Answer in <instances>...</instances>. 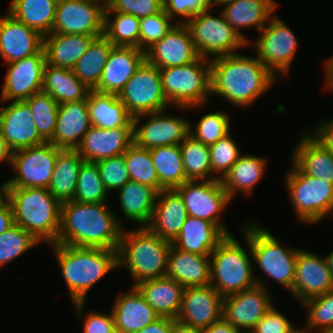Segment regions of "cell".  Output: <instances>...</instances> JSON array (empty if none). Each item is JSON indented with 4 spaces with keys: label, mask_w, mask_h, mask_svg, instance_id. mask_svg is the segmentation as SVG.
Instances as JSON below:
<instances>
[{
    "label": "cell",
    "mask_w": 333,
    "mask_h": 333,
    "mask_svg": "<svg viewBox=\"0 0 333 333\" xmlns=\"http://www.w3.org/2000/svg\"><path fill=\"white\" fill-rule=\"evenodd\" d=\"M108 203L67 201L61 205L56 243L76 247L118 250L123 228Z\"/></svg>",
    "instance_id": "cell-1"
},
{
    "label": "cell",
    "mask_w": 333,
    "mask_h": 333,
    "mask_svg": "<svg viewBox=\"0 0 333 333\" xmlns=\"http://www.w3.org/2000/svg\"><path fill=\"white\" fill-rule=\"evenodd\" d=\"M211 58V94L248 107L275 85V76L257 57L235 53Z\"/></svg>",
    "instance_id": "cell-2"
},
{
    "label": "cell",
    "mask_w": 333,
    "mask_h": 333,
    "mask_svg": "<svg viewBox=\"0 0 333 333\" xmlns=\"http://www.w3.org/2000/svg\"><path fill=\"white\" fill-rule=\"evenodd\" d=\"M72 303L85 302L90 288L118 267V250L51 244Z\"/></svg>",
    "instance_id": "cell-3"
},
{
    "label": "cell",
    "mask_w": 333,
    "mask_h": 333,
    "mask_svg": "<svg viewBox=\"0 0 333 333\" xmlns=\"http://www.w3.org/2000/svg\"><path fill=\"white\" fill-rule=\"evenodd\" d=\"M14 224L30 233L39 243L55 244L61 223L62 203L45 188H8Z\"/></svg>",
    "instance_id": "cell-4"
},
{
    "label": "cell",
    "mask_w": 333,
    "mask_h": 333,
    "mask_svg": "<svg viewBox=\"0 0 333 333\" xmlns=\"http://www.w3.org/2000/svg\"><path fill=\"white\" fill-rule=\"evenodd\" d=\"M123 230L118 249V268L129 269L133 287L137 284L166 276L172 243L161 239L147 227Z\"/></svg>",
    "instance_id": "cell-5"
},
{
    "label": "cell",
    "mask_w": 333,
    "mask_h": 333,
    "mask_svg": "<svg viewBox=\"0 0 333 333\" xmlns=\"http://www.w3.org/2000/svg\"><path fill=\"white\" fill-rule=\"evenodd\" d=\"M251 257L241 244L227 235L210 254V285L222 296H228L252 288L265 287L255 278Z\"/></svg>",
    "instance_id": "cell-6"
},
{
    "label": "cell",
    "mask_w": 333,
    "mask_h": 333,
    "mask_svg": "<svg viewBox=\"0 0 333 333\" xmlns=\"http://www.w3.org/2000/svg\"><path fill=\"white\" fill-rule=\"evenodd\" d=\"M164 94L171 106L198 108L211 93V61L199 57L186 65L160 69Z\"/></svg>",
    "instance_id": "cell-7"
},
{
    "label": "cell",
    "mask_w": 333,
    "mask_h": 333,
    "mask_svg": "<svg viewBox=\"0 0 333 333\" xmlns=\"http://www.w3.org/2000/svg\"><path fill=\"white\" fill-rule=\"evenodd\" d=\"M244 225V239L258 267L291 292L299 249L283 247L273 234L257 223Z\"/></svg>",
    "instance_id": "cell-8"
},
{
    "label": "cell",
    "mask_w": 333,
    "mask_h": 333,
    "mask_svg": "<svg viewBox=\"0 0 333 333\" xmlns=\"http://www.w3.org/2000/svg\"><path fill=\"white\" fill-rule=\"evenodd\" d=\"M285 186L300 222L314 224L333 215V184L329 181L303 173L292 162Z\"/></svg>",
    "instance_id": "cell-9"
},
{
    "label": "cell",
    "mask_w": 333,
    "mask_h": 333,
    "mask_svg": "<svg viewBox=\"0 0 333 333\" xmlns=\"http://www.w3.org/2000/svg\"><path fill=\"white\" fill-rule=\"evenodd\" d=\"M212 12L211 9L203 11L185 23L200 57L207 59L210 55L213 58L231 55L248 45L226 21L222 12L219 17L213 16Z\"/></svg>",
    "instance_id": "cell-10"
},
{
    "label": "cell",
    "mask_w": 333,
    "mask_h": 333,
    "mask_svg": "<svg viewBox=\"0 0 333 333\" xmlns=\"http://www.w3.org/2000/svg\"><path fill=\"white\" fill-rule=\"evenodd\" d=\"M61 150L54 144L45 142L13 151L10 165L17 175L6 181L8 188L48 189L57 154Z\"/></svg>",
    "instance_id": "cell-11"
},
{
    "label": "cell",
    "mask_w": 333,
    "mask_h": 333,
    "mask_svg": "<svg viewBox=\"0 0 333 333\" xmlns=\"http://www.w3.org/2000/svg\"><path fill=\"white\" fill-rule=\"evenodd\" d=\"M117 96L133 117L166 110L170 105L163 91L160 69L146 60Z\"/></svg>",
    "instance_id": "cell-12"
},
{
    "label": "cell",
    "mask_w": 333,
    "mask_h": 333,
    "mask_svg": "<svg viewBox=\"0 0 333 333\" xmlns=\"http://www.w3.org/2000/svg\"><path fill=\"white\" fill-rule=\"evenodd\" d=\"M175 190L182 197L188 216L212 222L231 234L220 218L231 203L220 180H187Z\"/></svg>",
    "instance_id": "cell-13"
},
{
    "label": "cell",
    "mask_w": 333,
    "mask_h": 333,
    "mask_svg": "<svg viewBox=\"0 0 333 333\" xmlns=\"http://www.w3.org/2000/svg\"><path fill=\"white\" fill-rule=\"evenodd\" d=\"M105 0H66L57 3L51 33L104 35Z\"/></svg>",
    "instance_id": "cell-14"
},
{
    "label": "cell",
    "mask_w": 333,
    "mask_h": 333,
    "mask_svg": "<svg viewBox=\"0 0 333 333\" xmlns=\"http://www.w3.org/2000/svg\"><path fill=\"white\" fill-rule=\"evenodd\" d=\"M268 27L260 31L262 35L254 42L256 57L276 76L287 75L298 47L294 32L276 15H272Z\"/></svg>",
    "instance_id": "cell-15"
},
{
    "label": "cell",
    "mask_w": 333,
    "mask_h": 333,
    "mask_svg": "<svg viewBox=\"0 0 333 333\" xmlns=\"http://www.w3.org/2000/svg\"><path fill=\"white\" fill-rule=\"evenodd\" d=\"M165 111L133 117V143L135 145L151 149L158 146L180 145L185 140L189 135L188 119L166 115ZM141 117L150 119L138 127Z\"/></svg>",
    "instance_id": "cell-16"
},
{
    "label": "cell",
    "mask_w": 333,
    "mask_h": 333,
    "mask_svg": "<svg viewBox=\"0 0 333 333\" xmlns=\"http://www.w3.org/2000/svg\"><path fill=\"white\" fill-rule=\"evenodd\" d=\"M7 74L2 86L1 99L9 101H25L33 94L42 91L46 56L44 48L38 53L7 63Z\"/></svg>",
    "instance_id": "cell-17"
},
{
    "label": "cell",
    "mask_w": 333,
    "mask_h": 333,
    "mask_svg": "<svg viewBox=\"0 0 333 333\" xmlns=\"http://www.w3.org/2000/svg\"><path fill=\"white\" fill-rule=\"evenodd\" d=\"M223 297L212 285L184 289L176 321L193 328L206 329L222 318Z\"/></svg>",
    "instance_id": "cell-18"
},
{
    "label": "cell",
    "mask_w": 333,
    "mask_h": 333,
    "mask_svg": "<svg viewBox=\"0 0 333 333\" xmlns=\"http://www.w3.org/2000/svg\"><path fill=\"white\" fill-rule=\"evenodd\" d=\"M266 289L256 285L223 297L222 317L241 332L251 331L274 305Z\"/></svg>",
    "instance_id": "cell-19"
},
{
    "label": "cell",
    "mask_w": 333,
    "mask_h": 333,
    "mask_svg": "<svg viewBox=\"0 0 333 333\" xmlns=\"http://www.w3.org/2000/svg\"><path fill=\"white\" fill-rule=\"evenodd\" d=\"M333 290V279L327 258L313 252L298 250L293 288L290 293L300 300L320 296Z\"/></svg>",
    "instance_id": "cell-20"
},
{
    "label": "cell",
    "mask_w": 333,
    "mask_h": 333,
    "mask_svg": "<svg viewBox=\"0 0 333 333\" xmlns=\"http://www.w3.org/2000/svg\"><path fill=\"white\" fill-rule=\"evenodd\" d=\"M199 57L190 31L182 22H177L160 41L145 51L146 61L159 69L186 65Z\"/></svg>",
    "instance_id": "cell-21"
},
{
    "label": "cell",
    "mask_w": 333,
    "mask_h": 333,
    "mask_svg": "<svg viewBox=\"0 0 333 333\" xmlns=\"http://www.w3.org/2000/svg\"><path fill=\"white\" fill-rule=\"evenodd\" d=\"M0 133L12 151L45 143L25 101H12L3 108L0 105Z\"/></svg>",
    "instance_id": "cell-22"
},
{
    "label": "cell",
    "mask_w": 333,
    "mask_h": 333,
    "mask_svg": "<svg viewBox=\"0 0 333 333\" xmlns=\"http://www.w3.org/2000/svg\"><path fill=\"white\" fill-rule=\"evenodd\" d=\"M133 144V127L104 129L91 126L75 149L88 162L123 155Z\"/></svg>",
    "instance_id": "cell-23"
},
{
    "label": "cell",
    "mask_w": 333,
    "mask_h": 333,
    "mask_svg": "<svg viewBox=\"0 0 333 333\" xmlns=\"http://www.w3.org/2000/svg\"><path fill=\"white\" fill-rule=\"evenodd\" d=\"M43 48V36L7 13L0 17V57L7 63L32 56Z\"/></svg>",
    "instance_id": "cell-24"
},
{
    "label": "cell",
    "mask_w": 333,
    "mask_h": 333,
    "mask_svg": "<svg viewBox=\"0 0 333 333\" xmlns=\"http://www.w3.org/2000/svg\"><path fill=\"white\" fill-rule=\"evenodd\" d=\"M145 60V52L137 47L114 46L93 90L118 95Z\"/></svg>",
    "instance_id": "cell-25"
},
{
    "label": "cell",
    "mask_w": 333,
    "mask_h": 333,
    "mask_svg": "<svg viewBox=\"0 0 333 333\" xmlns=\"http://www.w3.org/2000/svg\"><path fill=\"white\" fill-rule=\"evenodd\" d=\"M91 126L87 98L59 104L56 129L49 142L60 149L75 150Z\"/></svg>",
    "instance_id": "cell-26"
},
{
    "label": "cell",
    "mask_w": 333,
    "mask_h": 333,
    "mask_svg": "<svg viewBox=\"0 0 333 333\" xmlns=\"http://www.w3.org/2000/svg\"><path fill=\"white\" fill-rule=\"evenodd\" d=\"M187 216L179 193L175 189L161 190L146 227L161 239L172 243L178 237Z\"/></svg>",
    "instance_id": "cell-27"
},
{
    "label": "cell",
    "mask_w": 333,
    "mask_h": 333,
    "mask_svg": "<svg viewBox=\"0 0 333 333\" xmlns=\"http://www.w3.org/2000/svg\"><path fill=\"white\" fill-rule=\"evenodd\" d=\"M112 309L115 330L120 333H137L160 318L139 290L133 286L128 293H120Z\"/></svg>",
    "instance_id": "cell-28"
},
{
    "label": "cell",
    "mask_w": 333,
    "mask_h": 333,
    "mask_svg": "<svg viewBox=\"0 0 333 333\" xmlns=\"http://www.w3.org/2000/svg\"><path fill=\"white\" fill-rule=\"evenodd\" d=\"M166 276L184 288L210 285V255L185 252L172 244Z\"/></svg>",
    "instance_id": "cell-29"
},
{
    "label": "cell",
    "mask_w": 333,
    "mask_h": 333,
    "mask_svg": "<svg viewBox=\"0 0 333 333\" xmlns=\"http://www.w3.org/2000/svg\"><path fill=\"white\" fill-rule=\"evenodd\" d=\"M227 234L216 224L187 216L186 221L172 244L185 252L210 255Z\"/></svg>",
    "instance_id": "cell-30"
},
{
    "label": "cell",
    "mask_w": 333,
    "mask_h": 333,
    "mask_svg": "<svg viewBox=\"0 0 333 333\" xmlns=\"http://www.w3.org/2000/svg\"><path fill=\"white\" fill-rule=\"evenodd\" d=\"M292 156V162L305 174L333 184V153L308 131Z\"/></svg>",
    "instance_id": "cell-31"
},
{
    "label": "cell",
    "mask_w": 333,
    "mask_h": 333,
    "mask_svg": "<svg viewBox=\"0 0 333 333\" xmlns=\"http://www.w3.org/2000/svg\"><path fill=\"white\" fill-rule=\"evenodd\" d=\"M160 317L177 318L184 287L168 276L143 281L135 286Z\"/></svg>",
    "instance_id": "cell-32"
},
{
    "label": "cell",
    "mask_w": 333,
    "mask_h": 333,
    "mask_svg": "<svg viewBox=\"0 0 333 333\" xmlns=\"http://www.w3.org/2000/svg\"><path fill=\"white\" fill-rule=\"evenodd\" d=\"M224 5L222 14L226 21L248 44L249 40L240 28L255 27L260 32L277 6L272 0H234Z\"/></svg>",
    "instance_id": "cell-33"
},
{
    "label": "cell",
    "mask_w": 333,
    "mask_h": 333,
    "mask_svg": "<svg viewBox=\"0 0 333 333\" xmlns=\"http://www.w3.org/2000/svg\"><path fill=\"white\" fill-rule=\"evenodd\" d=\"M87 105L92 126L104 129L133 127V116L116 94L90 90Z\"/></svg>",
    "instance_id": "cell-34"
},
{
    "label": "cell",
    "mask_w": 333,
    "mask_h": 333,
    "mask_svg": "<svg viewBox=\"0 0 333 333\" xmlns=\"http://www.w3.org/2000/svg\"><path fill=\"white\" fill-rule=\"evenodd\" d=\"M94 38L96 37L90 35L59 33H50L43 36L46 63L72 69Z\"/></svg>",
    "instance_id": "cell-35"
},
{
    "label": "cell",
    "mask_w": 333,
    "mask_h": 333,
    "mask_svg": "<svg viewBox=\"0 0 333 333\" xmlns=\"http://www.w3.org/2000/svg\"><path fill=\"white\" fill-rule=\"evenodd\" d=\"M89 91L72 69L46 63L42 92L49 94L58 104L84 100L88 97Z\"/></svg>",
    "instance_id": "cell-36"
},
{
    "label": "cell",
    "mask_w": 333,
    "mask_h": 333,
    "mask_svg": "<svg viewBox=\"0 0 333 333\" xmlns=\"http://www.w3.org/2000/svg\"><path fill=\"white\" fill-rule=\"evenodd\" d=\"M266 163V160L259 156L241 155L220 180L228 197L232 200L237 192L250 194L262 180Z\"/></svg>",
    "instance_id": "cell-37"
},
{
    "label": "cell",
    "mask_w": 333,
    "mask_h": 333,
    "mask_svg": "<svg viewBox=\"0 0 333 333\" xmlns=\"http://www.w3.org/2000/svg\"><path fill=\"white\" fill-rule=\"evenodd\" d=\"M83 162L84 159L76 150L62 149L57 154L48 190L61 203L73 200Z\"/></svg>",
    "instance_id": "cell-38"
},
{
    "label": "cell",
    "mask_w": 333,
    "mask_h": 333,
    "mask_svg": "<svg viewBox=\"0 0 333 333\" xmlns=\"http://www.w3.org/2000/svg\"><path fill=\"white\" fill-rule=\"evenodd\" d=\"M120 206L127 219L146 227L155 207L158 192L150 186L130 180L120 190Z\"/></svg>",
    "instance_id": "cell-39"
},
{
    "label": "cell",
    "mask_w": 333,
    "mask_h": 333,
    "mask_svg": "<svg viewBox=\"0 0 333 333\" xmlns=\"http://www.w3.org/2000/svg\"><path fill=\"white\" fill-rule=\"evenodd\" d=\"M56 7L54 0H12L7 11L16 20L45 36L52 32Z\"/></svg>",
    "instance_id": "cell-40"
},
{
    "label": "cell",
    "mask_w": 333,
    "mask_h": 333,
    "mask_svg": "<svg viewBox=\"0 0 333 333\" xmlns=\"http://www.w3.org/2000/svg\"><path fill=\"white\" fill-rule=\"evenodd\" d=\"M114 45L104 36L96 37L72 67L75 76L90 90L99 83L109 53Z\"/></svg>",
    "instance_id": "cell-41"
},
{
    "label": "cell",
    "mask_w": 333,
    "mask_h": 333,
    "mask_svg": "<svg viewBox=\"0 0 333 333\" xmlns=\"http://www.w3.org/2000/svg\"><path fill=\"white\" fill-rule=\"evenodd\" d=\"M150 153L161 190L176 189L187 181L180 145L154 147Z\"/></svg>",
    "instance_id": "cell-42"
},
{
    "label": "cell",
    "mask_w": 333,
    "mask_h": 333,
    "mask_svg": "<svg viewBox=\"0 0 333 333\" xmlns=\"http://www.w3.org/2000/svg\"><path fill=\"white\" fill-rule=\"evenodd\" d=\"M180 150L187 180L216 179L215 176H212L210 147L208 145H204L188 135L180 144Z\"/></svg>",
    "instance_id": "cell-43"
},
{
    "label": "cell",
    "mask_w": 333,
    "mask_h": 333,
    "mask_svg": "<svg viewBox=\"0 0 333 333\" xmlns=\"http://www.w3.org/2000/svg\"><path fill=\"white\" fill-rule=\"evenodd\" d=\"M114 20H111L112 15ZM140 18L123 12H105L104 36L114 46L139 49Z\"/></svg>",
    "instance_id": "cell-44"
},
{
    "label": "cell",
    "mask_w": 333,
    "mask_h": 333,
    "mask_svg": "<svg viewBox=\"0 0 333 333\" xmlns=\"http://www.w3.org/2000/svg\"><path fill=\"white\" fill-rule=\"evenodd\" d=\"M124 159L130 180L153 187L158 193L161 191L150 149L138 147L133 143L125 151Z\"/></svg>",
    "instance_id": "cell-45"
},
{
    "label": "cell",
    "mask_w": 333,
    "mask_h": 333,
    "mask_svg": "<svg viewBox=\"0 0 333 333\" xmlns=\"http://www.w3.org/2000/svg\"><path fill=\"white\" fill-rule=\"evenodd\" d=\"M29 105L40 137L49 142L54 135L59 104L47 93L39 92L25 100Z\"/></svg>",
    "instance_id": "cell-46"
},
{
    "label": "cell",
    "mask_w": 333,
    "mask_h": 333,
    "mask_svg": "<svg viewBox=\"0 0 333 333\" xmlns=\"http://www.w3.org/2000/svg\"><path fill=\"white\" fill-rule=\"evenodd\" d=\"M108 191L99 176L96 162L84 161L73 200L80 203H107Z\"/></svg>",
    "instance_id": "cell-47"
},
{
    "label": "cell",
    "mask_w": 333,
    "mask_h": 333,
    "mask_svg": "<svg viewBox=\"0 0 333 333\" xmlns=\"http://www.w3.org/2000/svg\"><path fill=\"white\" fill-rule=\"evenodd\" d=\"M308 309L305 328L311 332L313 328L318 333L333 331V290L301 303Z\"/></svg>",
    "instance_id": "cell-48"
},
{
    "label": "cell",
    "mask_w": 333,
    "mask_h": 333,
    "mask_svg": "<svg viewBox=\"0 0 333 333\" xmlns=\"http://www.w3.org/2000/svg\"><path fill=\"white\" fill-rule=\"evenodd\" d=\"M230 122L228 114L220 111L210 112L200 119L195 129L192 128V123H189V135L210 146L230 133Z\"/></svg>",
    "instance_id": "cell-49"
},
{
    "label": "cell",
    "mask_w": 333,
    "mask_h": 333,
    "mask_svg": "<svg viewBox=\"0 0 333 333\" xmlns=\"http://www.w3.org/2000/svg\"><path fill=\"white\" fill-rule=\"evenodd\" d=\"M38 243L30 233L14 224L0 235V268Z\"/></svg>",
    "instance_id": "cell-50"
},
{
    "label": "cell",
    "mask_w": 333,
    "mask_h": 333,
    "mask_svg": "<svg viewBox=\"0 0 333 333\" xmlns=\"http://www.w3.org/2000/svg\"><path fill=\"white\" fill-rule=\"evenodd\" d=\"M231 134L228 133L216 143L210 145L212 173H217V180H221L241 156Z\"/></svg>",
    "instance_id": "cell-51"
},
{
    "label": "cell",
    "mask_w": 333,
    "mask_h": 333,
    "mask_svg": "<svg viewBox=\"0 0 333 333\" xmlns=\"http://www.w3.org/2000/svg\"><path fill=\"white\" fill-rule=\"evenodd\" d=\"M172 21L164 10L140 18L139 49L145 52L155 42L160 41L174 27L175 23Z\"/></svg>",
    "instance_id": "cell-52"
},
{
    "label": "cell",
    "mask_w": 333,
    "mask_h": 333,
    "mask_svg": "<svg viewBox=\"0 0 333 333\" xmlns=\"http://www.w3.org/2000/svg\"><path fill=\"white\" fill-rule=\"evenodd\" d=\"M99 176L106 190H120L130 181L124 154L96 162Z\"/></svg>",
    "instance_id": "cell-53"
},
{
    "label": "cell",
    "mask_w": 333,
    "mask_h": 333,
    "mask_svg": "<svg viewBox=\"0 0 333 333\" xmlns=\"http://www.w3.org/2000/svg\"><path fill=\"white\" fill-rule=\"evenodd\" d=\"M162 10L163 0H109L105 12H123L143 18Z\"/></svg>",
    "instance_id": "cell-54"
},
{
    "label": "cell",
    "mask_w": 333,
    "mask_h": 333,
    "mask_svg": "<svg viewBox=\"0 0 333 333\" xmlns=\"http://www.w3.org/2000/svg\"><path fill=\"white\" fill-rule=\"evenodd\" d=\"M211 0H163V10L174 20L176 14L184 17L183 24L187 23L195 15L212 9ZM186 18V19H185Z\"/></svg>",
    "instance_id": "cell-55"
},
{
    "label": "cell",
    "mask_w": 333,
    "mask_h": 333,
    "mask_svg": "<svg viewBox=\"0 0 333 333\" xmlns=\"http://www.w3.org/2000/svg\"><path fill=\"white\" fill-rule=\"evenodd\" d=\"M84 303L85 302L72 303L78 316L81 318L84 315L85 317L83 318V333H112L115 331L112 313L106 315L105 313L92 312L85 316L82 312L84 311Z\"/></svg>",
    "instance_id": "cell-56"
},
{
    "label": "cell",
    "mask_w": 333,
    "mask_h": 333,
    "mask_svg": "<svg viewBox=\"0 0 333 333\" xmlns=\"http://www.w3.org/2000/svg\"><path fill=\"white\" fill-rule=\"evenodd\" d=\"M274 305L256 323L252 333H290L295 327Z\"/></svg>",
    "instance_id": "cell-57"
},
{
    "label": "cell",
    "mask_w": 333,
    "mask_h": 333,
    "mask_svg": "<svg viewBox=\"0 0 333 333\" xmlns=\"http://www.w3.org/2000/svg\"><path fill=\"white\" fill-rule=\"evenodd\" d=\"M311 134L333 153V119L322 122Z\"/></svg>",
    "instance_id": "cell-58"
},
{
    "label": "cell",
    "mask_w": 333,
    "mask_h": 333,
    "mask_svg": "<svg viewBox=\"0 0 333 333\" xmlns=\"http://www.w3.org/2000/svg\"><path fill=\"white\" fill-rule=\"evenodd\" d=\"M177 321L168 317H160L155 322L143 327L137 333H172Z\"/></svg>",
    "instance_id": "cell-59"
},
{
    "label": "cell",
    "mask_w": 333,
    "mask_h": 333,
    "mask_svg": "<svg viewBox=\"0 0 333 333\" xmlns=\"http://www.w3.org/2000/svg\"><path fill=\"white\" fill-rule=\"evenodd\" d=\"M14 225L12 206L8 199L0 205V235Z\"/></svg>",
    "instance_id": "cell-60"
},
{
    "label": "cell",
    "mask_w": 333,
    "mask_h": 333,
    "mask_svg": "<svg viewBox=\"0 0 333 333\" xmlns=\"http://www.w3.org/2000/svg\"><path fill=\"white\" fill-rule=\"evenodd\" d=\"M204 333H241V331L222 317L219 321L204 329Z\"/></svg>",
    "instance_id": "cell-61"
},
{
    "label": "cell",
    "mask_w": 333,
    "mask_h": 333,
    "mask_svg": "<svg viewBox=\"0 0 333 333\" xmlns=\"http://www.w3.org/2000/svg\"><path fill=\"white\" fill-rule=\"evenodd\" d=\"M12 153L13 151L9 148L8 144L0 133V162L6 161L11 164Z\"/></svg>",
    "instance_id": "cell-62"
},
{
    "label": "cell",
    "mask_w": 333,
    "mask_h": 333,
    "mask_svg": "<svg viewBox=\"0 0 333 333\" xmlns=\"http://www.w3.org/2000/svg\"><path fill=\"white\" fill-rule=\"evenodd\" d=\"M325 68V83L326 87L333 91V55L329 58L326 63L324 62Z\"/></svg>",
    "instance_id": "cell-63"
},
{
    "label": "cell",
    "mask_w": 333,
    "mask_h": 333,
    "mask_svg": "<svg viewBox=\"0 0 333 333\" xmlns=\"http://www.w3.org/2000/svg\"><path fill=\"white\" fill-rule=\"evenodd\" d=\"M172 333H204V329L187 327L185 325L176 322L173 327Z\"/></svg>",
    "instance_id": "cell-64"
},
{
    "label": "cell",
    "mask_w": 333,
    "mask_h": 333,
    "mask_svg": "<svg viewBox=\"0 0 333 333\" xmlns=\"http://www.w3.org/2000/svg\"><path fill=\"white\" fill-rule=\"evenodd\" d=\"M7 182L0 186V205L7 199Z\"/></svg>",
    "instance_id": "cell-65"
},
{
    "label": "cell",
    "mask_w": 333,
    "mask_h": 333,
    "mask_svg": "<svg viewBox=\"0 0 333 333\" xmlns=\"http://www.w3.org/2000/svg\"><path fill=\"white\" fill-rule=\"evenodd\" d=\"M326 258H327L329 268L331 271V275H332V279H333V250L331 253H329V255Z\"/></svg>",
    "instance_id": "cell-66"
},
{
    "label": "cell",
    "mask_w": 333,
    "mask_h": 333,
    "mask_svg": "<svg viewBox=\"0 0 333 333\" xmlns=\"http://www.w3.org/2000/svg\"><path fill=\"white\" fill-rule=\"evenodd\" d=\"M231 1H234V0H211V2H212V6H214V5H223V4H225V3H228V2H231Z\"/></svg>",
    "instance_id": "cell-67"
},
{
    "label": "cell",
    "mask_w": 333,
    "mask_h": 333,
    "mask_svg": "<svg viewBox=\"0 0 333 333\" xmlns=\"http://www.w3.org/2000/svg\"><path fill=\"white\" fill-rule=\"evenodd\" d=\"M290 333H309V331L306 328H304V330H299L295 328Z\"/></svg>",
    "instance_id": "cell-68"
},
{
    "label": "cell",
    "mask_w": 333,
    "mask_h": 333,
    "mask_svg": "<svg viewBox=\"0 0 333 333\" xmlns=\"http://www.w3.org/2000/svg\"><path fill=\"white\" fill-rule=\"evenodd\" d=\"M56 3L64 2L66 0H54Z\"/></svg>",
    "instance_id": "cell-69"
},
{
    "label": "cell",
    "mask_w": 333,
    "mask_h": 333,
    "mask_svg": "<svg viewBox=\"0 0 333 333\" xmlns=\"http://www.w3.org/2000/svg\"><path fill=\"white\" fill-rule=\"evenodd\" d=\"M241 333H252V332H251V331H248V332H247V331H245V332L243 331V332H241Z\"/></svg>",
    "instance_id": "cell-70"
}]
</instances>
